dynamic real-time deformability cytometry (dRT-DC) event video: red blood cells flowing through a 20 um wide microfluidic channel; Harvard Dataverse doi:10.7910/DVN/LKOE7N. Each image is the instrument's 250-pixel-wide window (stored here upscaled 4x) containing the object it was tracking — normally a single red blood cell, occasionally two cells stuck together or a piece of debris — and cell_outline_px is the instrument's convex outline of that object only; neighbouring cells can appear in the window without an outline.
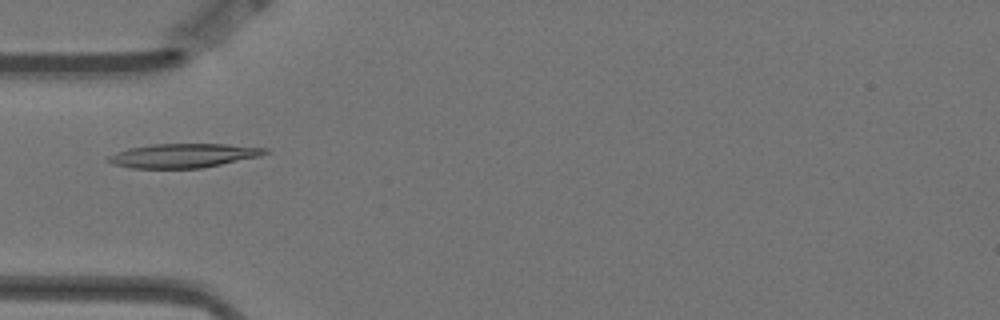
{"species": "Egyptian fruit bat (a non-hibernating species)", "species_latin": "Rousettus aegyptiacus", "temperature_condition": "warm", "stored_images_in_passage": 6, "camera_frame_rate_fps": 3000, "um_per_image_px": 0.085, "animal": {"sex": "female"}, "frame": {"image": 1, "passage_image": 4, "time_ms": 1.0, "image_size_px": [1000, 320], "cell_outline_px": [[268, 152], [260, 156], [200, 168], [132, 168], [112, 164], [108, 160], [108, 156], [116, 152], [128, 148], [152, 144], [228, 144], [268, 148]], "centroid_in_image_um": [15.57, 13.22], "position_along_channel_um": 69.4, "area_um2": 21.85}}
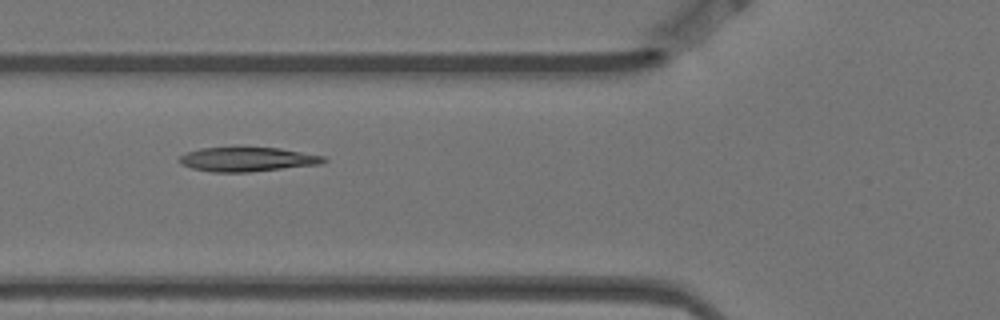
{"frame": {"image": 2, "passage_image": 5, "time_ms": 1.333, "image_size_px": [1000, 320], "cell_outline_px": [[328, 160], [320, 164], [248, 172], [212, 172], [192, 168], [180, 164], [180, 156], [188, 152], [200, 148], [280, 148], [324, 156]], "centroid_in_image_um": [21.03, 13.55], "position_along_channel_um": 104.8, "area_um2": 20.11}}
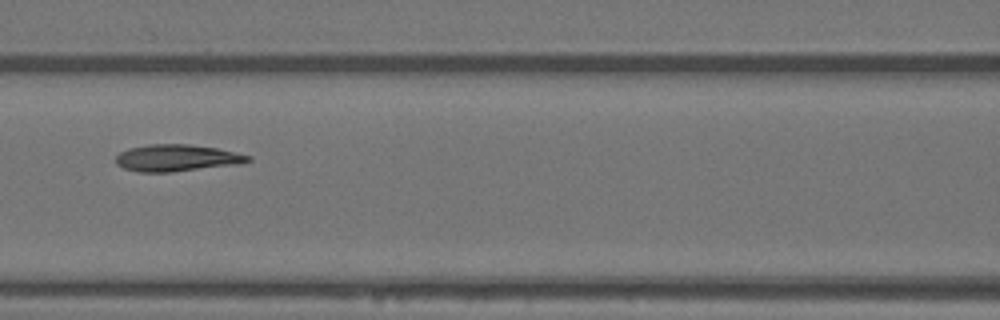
{"frame": {"image": 3, "passage_image": 6, "time_ms": 1.667, "image_size_px": [1000, 320], "cell_outline_px": [[252, 160], [240, 164], [172, 172], [140, 172], [124, 168], [116, 164], [116, 156], [120, 152], [128, 148], [148, 144], [188, 144], [216, 148], [252, 156]], "centroid_in_image_um": [15.02, 13.42], "position_along_channel_um": 151.6, "area_um2": 20.69}}